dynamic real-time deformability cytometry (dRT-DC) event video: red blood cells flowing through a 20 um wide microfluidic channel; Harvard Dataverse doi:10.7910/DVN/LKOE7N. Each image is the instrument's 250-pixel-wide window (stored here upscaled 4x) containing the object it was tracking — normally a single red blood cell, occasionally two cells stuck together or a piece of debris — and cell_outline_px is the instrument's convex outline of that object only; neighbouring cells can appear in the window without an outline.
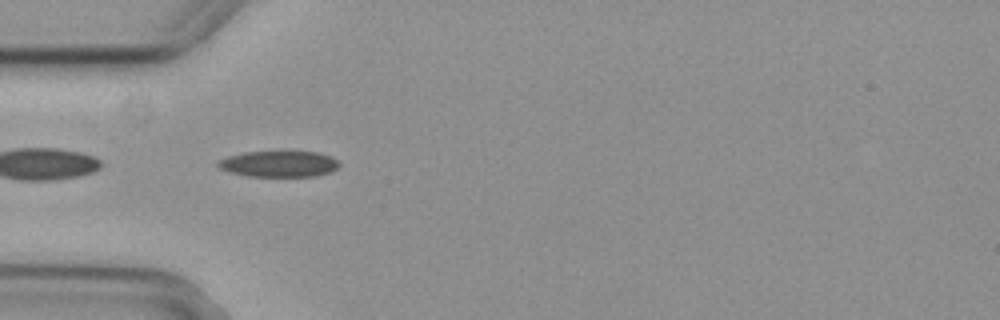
{"species": "common noctule bat (a hibernating species)", "species_latin": "Nyctalus noctula", "temperature_condition": "cold", "stored_images_in_passage": 2, "camera_frame_rate_fps": 3000, "um_per_image_px": 0.085, "animal": {"sex": "female", "body_mass_g": 29.2, "forearm_length_mm": 56.3}, "frame": {"image": 1, "passage_image": 2, "time_ms": 0.333, "image_size_px": [1000, 320], "cell_outline_px": [[340, 164], [336, 168], [328, 172], [316, 176], [248, 176], [228, 172], [220, 168], [216, 164], [220, 160], [228, 156], [244, 152], [320, 152], [332, 156]], "centroid_in_image_um": [23.7, 13.93], "position_along_channel_um": 61.3, "area_um2": 18.26}}